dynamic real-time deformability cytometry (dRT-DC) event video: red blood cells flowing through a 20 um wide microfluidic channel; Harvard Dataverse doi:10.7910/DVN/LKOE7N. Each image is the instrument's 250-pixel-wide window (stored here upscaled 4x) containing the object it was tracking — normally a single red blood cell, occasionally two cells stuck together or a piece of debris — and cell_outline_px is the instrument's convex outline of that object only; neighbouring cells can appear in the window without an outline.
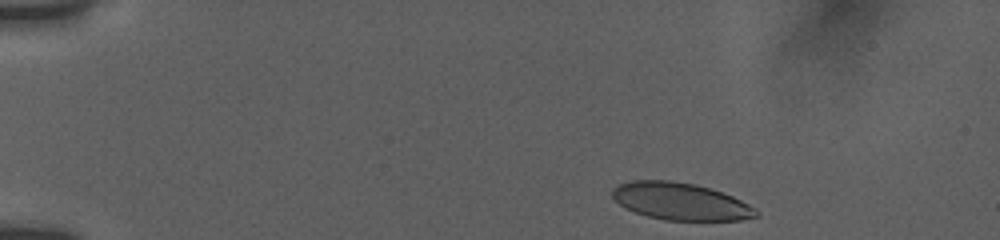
{"species": "human", "species_latin": "Homo sapiens", "temperature_condition": "room temperature", "stored_images_in_passage": 45, "camera_frame_rate_fps": 3000, "um_per_image_px": 0.085, "donor": {"sex": "female"}, "frame": {"image": 1, "passage_image": 1, "time_ms": 0.0, "image_size_px": [1000, 240], "cell_outline_px": [[760, 216], [740, 220], [664, 220], [648, 216], [624, 208], [612, 196], [612, 188], [620, 184], [632, 180], [668, 180], [696, 184], [732, 196], [756, 208], [760, 212]], "centroid_in_image_um": [57.85, 17.12], "position_along_channel_um": 27.1, "area_um2": 31.1}}
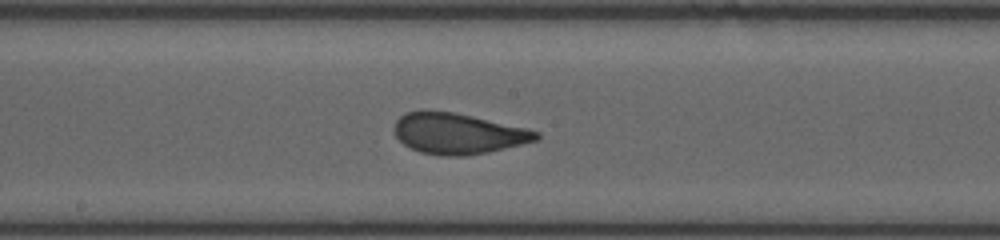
{"frame": {"image": 2, "passage_image": 20, "time_ms": 7.333, "image_size_px": [1000, 240], "cell_outline_px": [[540, 140], [488, 152], [468, 156], [444, 156], [420, 152], [404, 144], [396, 136], [392, 128], [396, 120], [400, 116], [408, 112], [424, 108], [456, 112], [528, 128], [540, 132]], "centroid_in_image_um": [38.93, 11.33], "position_along_channel_um": 209.3, "area_um2": 34.45}}
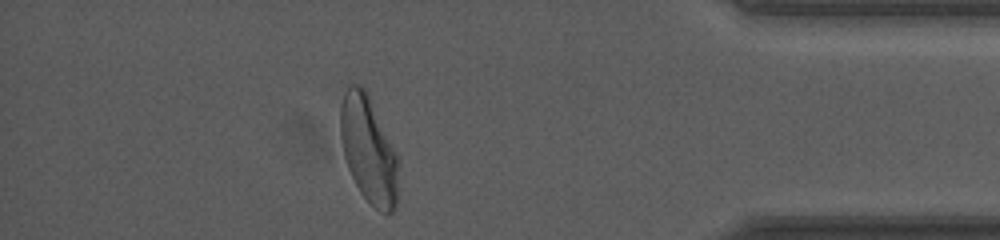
{"frame": {"image": 3, "passage_image": 39, "time_ms": 13.333, "image_size_px": [1000, 240], "cell_outline_px": [[400, 160], [396, 208], [388, 216], [376, 208], [360, 192], [348, 168], [344, 156], [340, 136], [340, 108], [344, 92], [348, 84], [360, 84], [368, 92]], "centroid_in_image_um": [31.35, 12.71], "position_along_channel_um": 403.9, "area_um2": 36.65}, "authors_computed_cell_mechanics": {"area_um2": 34.102, "velocity_mm_per_s": 3.7822, "shape_relaxation_time_tau1_ms": 4.3724, "shape_relaxation_time_tau2_ms": 0.8017, "deformation_change_tau1": 0.1847, "deformation_change_tau2": 0.0829}}